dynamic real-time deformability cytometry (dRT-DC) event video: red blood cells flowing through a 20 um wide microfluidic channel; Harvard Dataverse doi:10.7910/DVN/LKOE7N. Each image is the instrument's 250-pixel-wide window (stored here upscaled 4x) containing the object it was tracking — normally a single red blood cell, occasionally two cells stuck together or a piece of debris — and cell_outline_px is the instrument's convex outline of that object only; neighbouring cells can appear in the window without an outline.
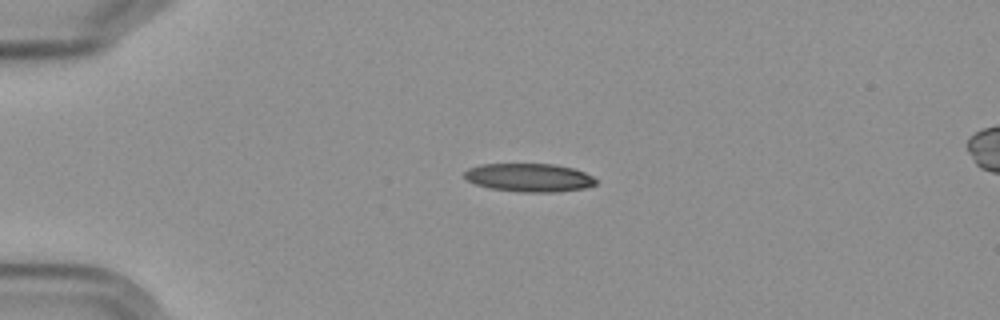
{"species": "Egyptian fruit bat (a non-hibernating species)", "species_latin": "Rousettus aegyptiacus", "temperature_condition": "cold", "stored_images_in_passage": 6, "segment_of_instrument_passage": [1, 2], "camera_frame_rate_fps": 3000, "um_per_image_px": 0.085, "frame": {"image": 1, "passage_image": 4, "time_ms": 3.667, "image_size_px": [1000, 320], "cell_outline_px": [[596, 184], [584, 188], [556, 192], [520, 192], [488, 188], [476, 184], [468, 180], [464, 176], [464, 172], [468, 168], [480, 164], [556, 164], [572, 168], [584, 172], [592, 176], [596, 180]], "centroid_in_image_um": [44.96, 15.09], "position_along_channel_um": 40.0, "area_um2": 21.73}}